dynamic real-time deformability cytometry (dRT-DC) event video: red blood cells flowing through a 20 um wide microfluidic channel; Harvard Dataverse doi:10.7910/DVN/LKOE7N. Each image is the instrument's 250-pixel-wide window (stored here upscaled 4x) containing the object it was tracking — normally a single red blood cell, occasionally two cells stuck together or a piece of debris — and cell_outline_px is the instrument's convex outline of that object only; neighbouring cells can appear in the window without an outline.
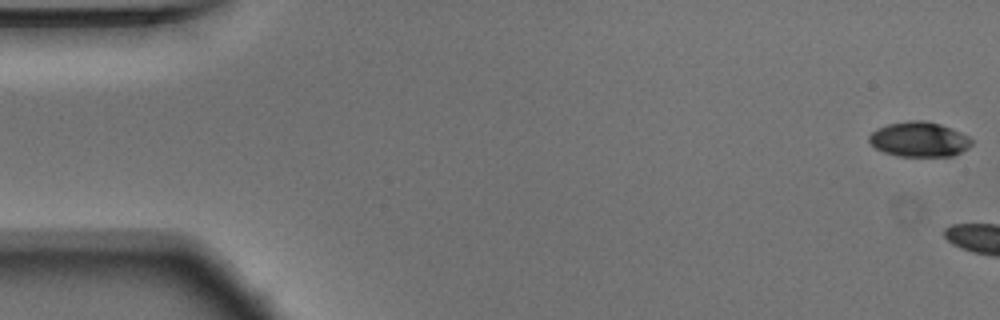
{"species": "Egyptian fruit bat (a non-hibernating species)", "species_latin": "Rousettus aegyptiacus", "temperature_condition": "warm", "stored_images_in_passage": 7, "camera_frame_rate_fps": 3000, "um_per_image_px": 0.085, "animal": {"sex": "male"}, "frame": {"image": 1, "passage_image": 1, "time_ms": 0.0, "image_size_px": [1000, 320], "cell_outline_px": [[972, 144], [968, 148], [952, 156], [900, 156], [884, 152], [876, 148], [868, 140], [868, 136], [876, 128], [888, 124], [908, 120], [924, 120], [940, 124], [952, 128], [968, 136], [972, 140]], "centroid_in_image_um": [78.12, 11.83], "position_along_channel_um": 6.9, "area_um2": 20.87}}